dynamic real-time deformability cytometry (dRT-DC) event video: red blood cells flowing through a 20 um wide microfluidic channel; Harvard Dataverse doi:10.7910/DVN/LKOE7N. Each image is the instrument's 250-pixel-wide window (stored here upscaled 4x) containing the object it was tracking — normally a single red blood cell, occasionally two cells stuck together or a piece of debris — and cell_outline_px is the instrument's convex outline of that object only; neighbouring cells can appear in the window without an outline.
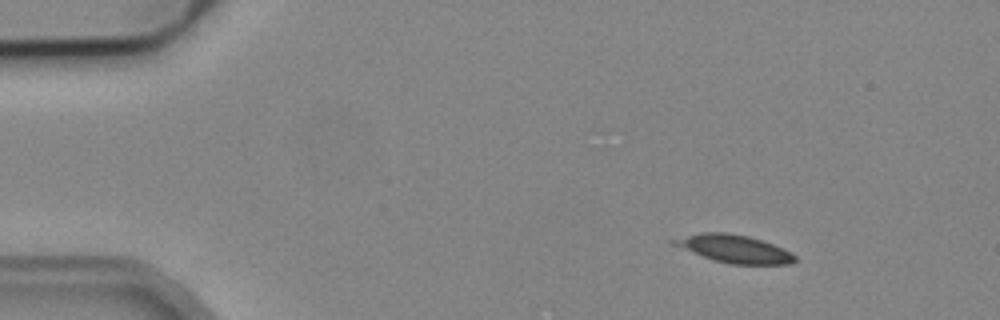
{"species": "common noctule bat (a hibernating species)", "species_latin": "Nyctalus noctula", "temperature_condition": "cold", "stored_images_in_passage": 6, "camera_frame_rate_fps": 3000, "um_per_image_px": 0.085, "animal": {"sex": "male", "body_mass_g": 19.2, "forearm_length_mm": 51.8}, "frame": {"image": 1, "passage_image": 3, "time_ms": 2.0, "image_size_px": [1000, 320], "cell_outline_px": [[796, 260], [792, 264], [728, 264], [668, 244], [668, 240], [700, 232], [724, 232], [748, 236], [772, 244], [796, 256]], "centroid_in_image_um": [62.33, 21.14], "position_along_channel_um": 22.7, "area_um2": 19.42}}
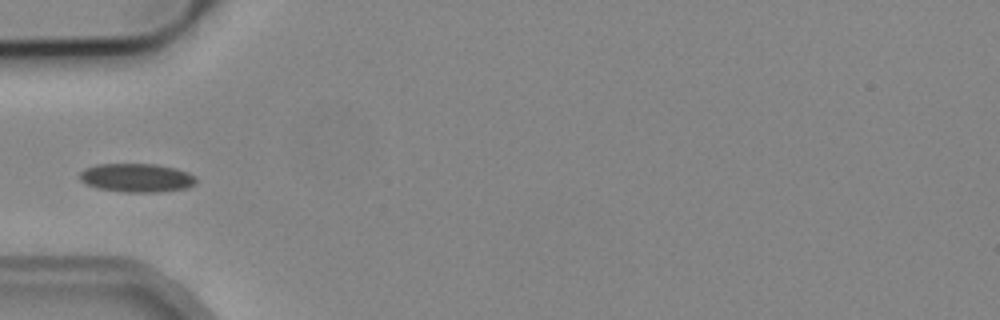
{"frame": {"image": 2, "passage_image": 6, "time_ms": 5.667, "image_size_px": [1000, 320], "cell_outline_px": [[196, 184], [188, 188], [156, 192], [124, 192], [96, 188], [80, 180], [80, 172], [84, 168], [96, 164], [156, 164], [176, 168], [188, 172], [196, 176]], "centroid_in_image_um": [11.64, 15.11], "position_along_channel_um": 73.4, "area_um2": 19.59}}